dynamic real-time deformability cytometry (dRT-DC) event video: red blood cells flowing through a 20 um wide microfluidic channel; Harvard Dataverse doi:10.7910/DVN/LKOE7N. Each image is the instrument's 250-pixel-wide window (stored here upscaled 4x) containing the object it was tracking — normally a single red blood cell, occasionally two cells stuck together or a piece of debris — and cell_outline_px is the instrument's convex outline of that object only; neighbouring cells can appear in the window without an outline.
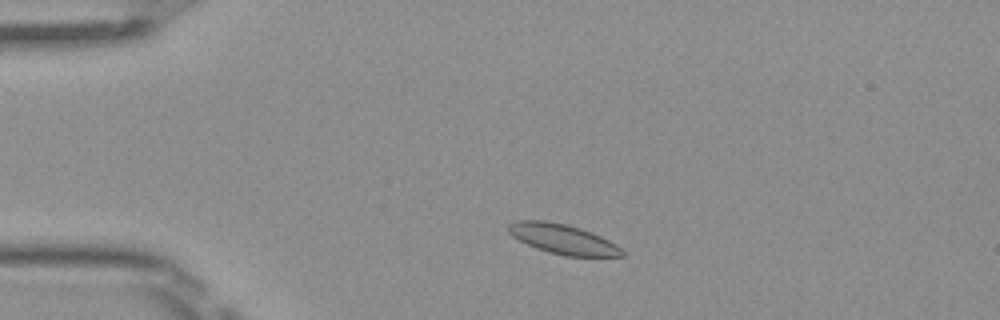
{"species": "Egyptian fruit bat (a non-hibernating species)", "species_latin": "Rousettus aegyptiacus", "temperature_condition": "room temperature", "stored_images_in_passage": 46, "camera_frame_rate_fps": 3000, "um_per_image_px": 0.085, "frame": {"image": 1, "passage_image": 6, "time_ms": 1.667, "image_size_px": [1000, 320], "cell_outline_px": [[624, 256], [564, 256], [548, 252], [536, 248], [512, 236], [508, 232], [508, 224], [516, 220], [544, 220], [568, 224], [592, 232], [616, 244], [624, 252]], "centroid_in_image_um": [47.82, 20.31], "position_along_channel_um": 37.2, "area_um2": 19.77}}
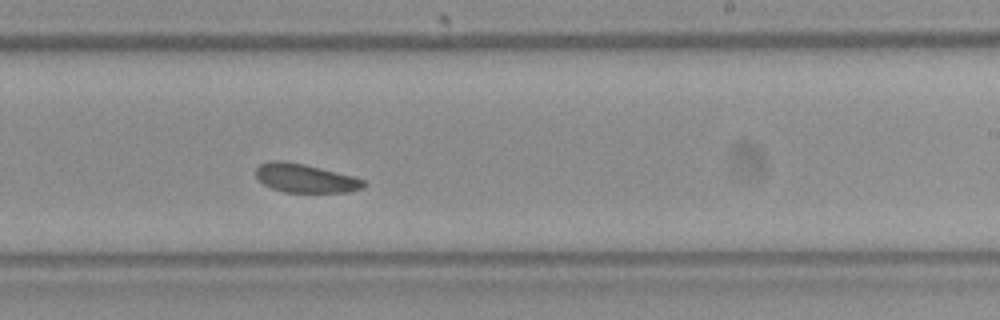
{"frame": {"image": 2, "passage_image": 26, "time_ms": 8.333, "image_size_px": [1000, 320], "cell_outline_px": [[368, 184], [364, 188], [348, 192], [284, 192], [272, 188], [264, 184], [256, 176], [256, 168], [260, 164], [268, 160], [284, 160], [304, 164], [352, 176], [364, 180]], "centroid_in_image_um": [25.95, 15.14], "position_along_channel_um": 263.1, "area_um2": 18.03}}
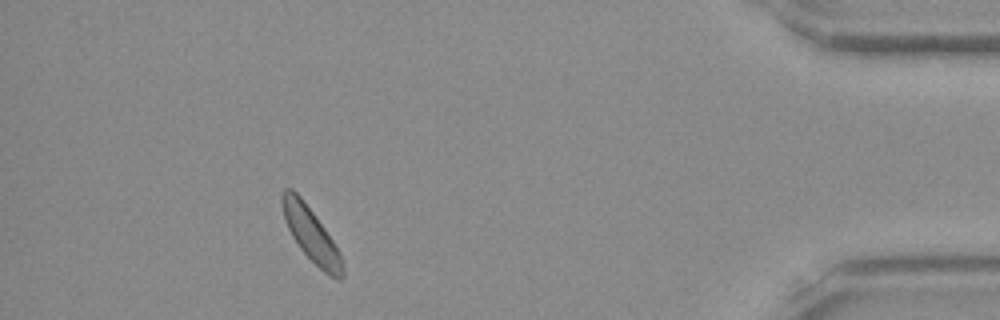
{"frame": {"image": 3, "passage_image": 41, "time_ms": 13.333, "image_size_px": [1000, 320], "cell_outline_px": [[344, 276], [340, 280], [336, 280], [324, 272], [300, 248], [292, 236], [284, 220], [280, 200], [280, 196], [284, 188], [292, 188], [300, 196], [324, 228], [340, 252], [344, 268]], "centroid_in_image_um": [26.43, 19.93], "position_along_channel_um": 408.8, "area_um2": 18.84}, "authors_computed_cell_mechanics": {"area_um2": 18.9584, "velocity_mm_per_s": 3.9758, "shape_relaxation_time_tau1_ms": 2.6977, "shape_relaxation_time_tau2_ms": 2.9136, "deformation_change_tau1": 0.038, "deformation_change_tau2": 0.0758}}